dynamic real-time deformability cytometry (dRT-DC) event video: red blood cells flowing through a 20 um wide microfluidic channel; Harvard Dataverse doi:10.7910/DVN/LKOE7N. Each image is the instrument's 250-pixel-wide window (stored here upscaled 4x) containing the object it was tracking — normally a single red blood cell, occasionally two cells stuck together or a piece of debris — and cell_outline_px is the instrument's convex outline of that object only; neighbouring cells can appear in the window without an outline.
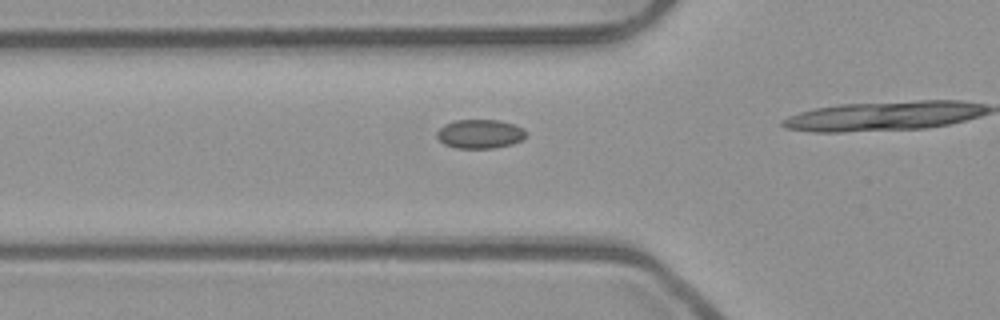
{"species": "common noctule bat (a hibernating species)", "species_latin": "Nyctalus noctula", "temperature_condition": "room temperature", "stored_images_in_passage": 16, "camera_frame_rate_fps": 3000, "um_per_image_px": 0.085, "animal": {"sex": "male", "body_mass_g": 23.1, "forearm_length_mm": 52.7}, "frame": {"image": 1, "passage_image": 12, "time_ms": 3.667, "image_size_px": [1000, 320], "cell_outline_px": [[528, 132], [520, 140], [512, 144], [492, 148], [456, 148], [444, 144], [436, 136], [436, 132], [444, 124], [456, 120], [500, 120], [516, 124], [524, 128]], "centroid_in_image_um": [40.8, 11.37], "position_along_channel_um": 85.0, "area_um2": 15.14}}